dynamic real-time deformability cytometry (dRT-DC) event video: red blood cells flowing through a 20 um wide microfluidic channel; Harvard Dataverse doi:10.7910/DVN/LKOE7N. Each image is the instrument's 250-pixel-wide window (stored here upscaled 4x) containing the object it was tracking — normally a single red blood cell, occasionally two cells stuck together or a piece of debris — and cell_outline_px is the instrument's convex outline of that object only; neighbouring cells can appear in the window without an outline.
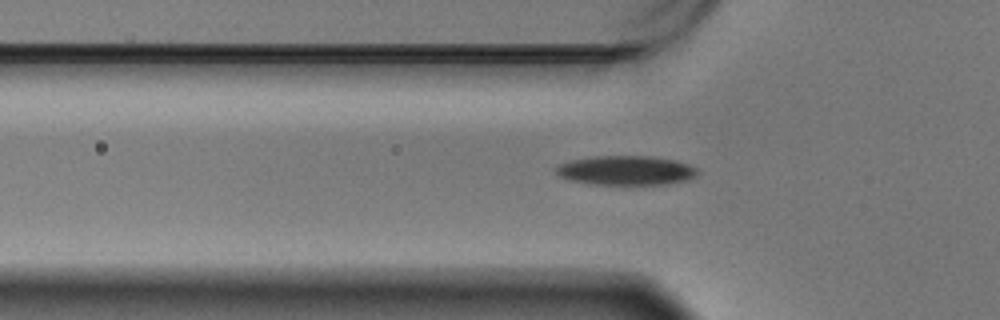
{"species": "Egyptian fruit bat (a non-hibernating species)", "species_latin": "Rousettus aegyptiacus", "temperature_condition": "warm", "stored_images_in_passage": 49, "camera_frame_rate_fps": 3000, "um_per_image_px": 0.085, "animal": {"sex": "male"}, "frame": {"image": 1, "passage_image": 15, "time_ms": 4.667, "image_size_px": [1000, 320], "cell_outline_px": [[700, 172], [696, 176], [688, 180], [668, 184], [588, 184], [568, 180], [556, 176], [552, 168], [560, 164], [572, 160], [592, 156], [648, 156], [676, 160], [688, 164], [696, 168]], "centroid_in_image_um": [53.16, 14.49], "position_along_channel_um": 72.6, "area_um2": 24.57}}
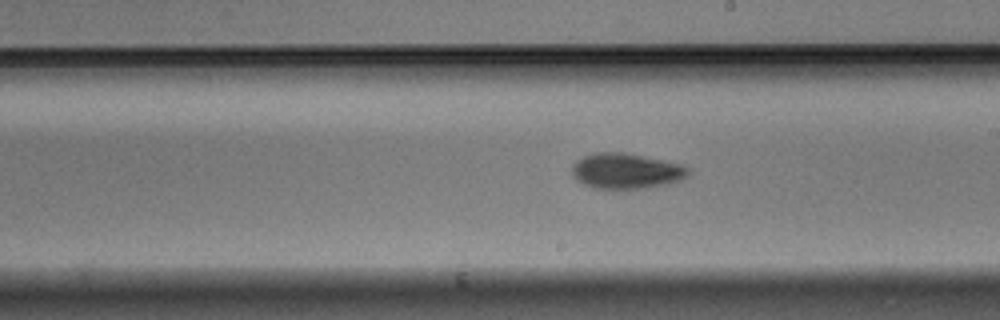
{"frame": {"image": 2, "passage_image": 29, "time_ms": 9.333, "image_size_px": [1000, 320], "cell_outline_px": [[692, 172], [688, 176], [680, 180], [668, 184], [648, 188], [592, 188], [576, 180], [572, 176], [572, 164], [576, 160], [584, 156], [596, 152], [624, 152], [680, 164], [688, 168]], "centroid_in_image_um": [53.21, 14.53], "position_along_channel_um": 235.8, "area_um2": 24.1}}
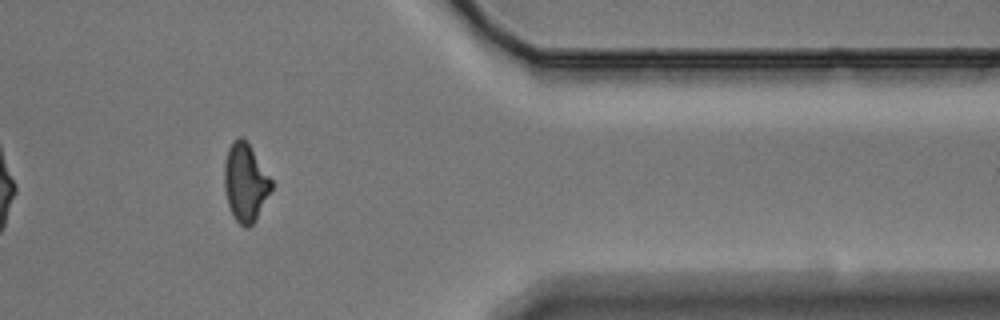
{"frame": {"image": 3, "passage_image": 44, "time_ms": 14.333, "image_size_px": [1000, 320], "cell_outline_px": [[272, 188], [252, 224], [248, 228], [244, 228], [232, 216], [228, 204], [224, 188], [224, 164], [228, 148], [232, 140], [240, 136], [248, 144], [272, 180]], "centroid_in_image_um": [20.82, 15.51], "position_along_channel_um": 390.6, "area_um2": 21.04}}